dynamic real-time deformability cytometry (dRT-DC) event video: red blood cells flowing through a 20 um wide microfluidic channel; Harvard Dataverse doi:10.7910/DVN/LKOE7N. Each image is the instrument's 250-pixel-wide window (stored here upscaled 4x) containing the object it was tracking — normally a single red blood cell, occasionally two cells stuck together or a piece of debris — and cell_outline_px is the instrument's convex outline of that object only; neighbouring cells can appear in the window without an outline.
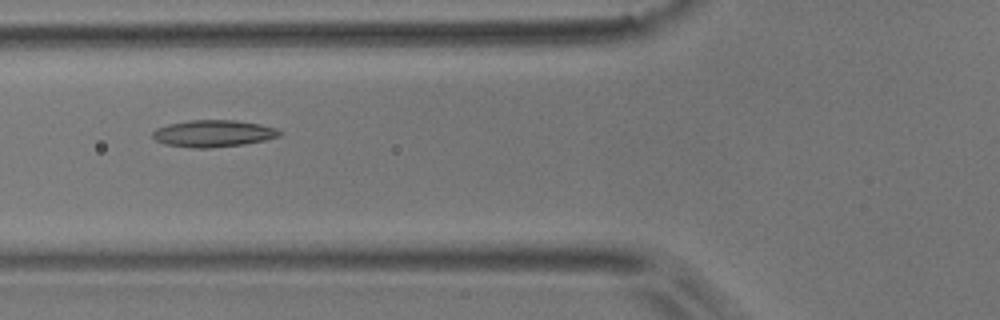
{"species": "common noctule bat (a hibernating species)", "species_latin": "Nyctalus noctula", "temperature_condition": "room temperature", "stored_images_in_passage": 8, "camera_frame_rate_fps": 3000, "um_per_image_px": 0.085, "animal": {"sex": "male", "body_mass_g": 17.9}, "frame": {"image": 1, "passage_image": 6, "time_ms": 1.667, "image_size_px": [1000, 320], "cell_outline_px": [[280, 136], [264, 140], [244, 144], [208, 148], [192, 148], [164, 144], [156, 140], [152, 136], [152, 132], [156, 128], [168, 124], [192, 120], [236, 120], [260, 124], [276, 128], [280, 132]], "centroid_in_image_um": [18.1, 11.34], "position_along_channel_um": 107.7, "area_um2": 19.83}}
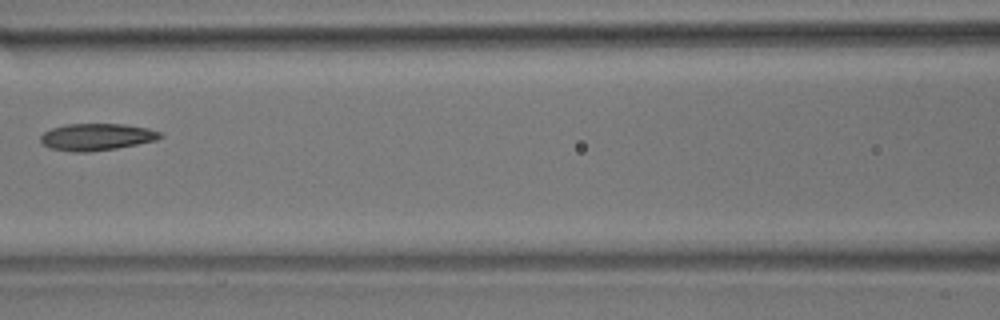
{"frame": {"image": 2, "passage_image": 7, "time_ms": 2.0, "image_size_px": [1000, 320], "cell_outline_px": [[164, 136], [156, 140], [116, 148], [88, 152], [72, 152], [48, 148], [40, 144], [40, 136], [44, 132], [52, 128], [64, 124], [124, 124], [148, 128], [160, 132]], "centroid_in_image_um": [8.16, 11.64], "position_along_channel_um": 158.4, "area_um2": 18.9}}
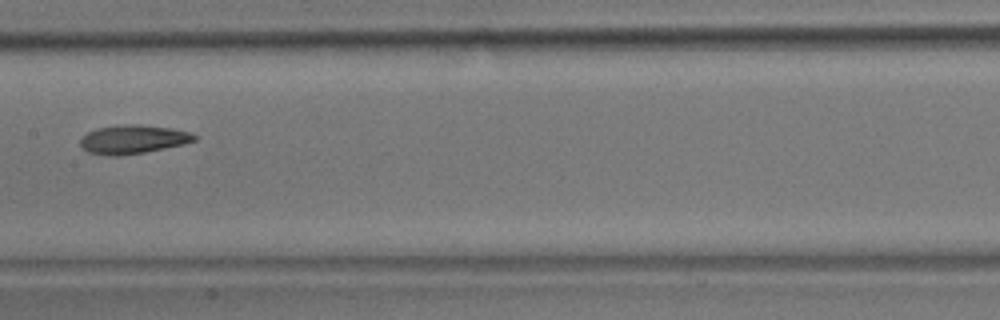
{"frame": {"image": 3, "passage_image": 8, "time_ms": 2.333, "image_size_px": [1000, 320], "cell_outline_px": [[196, 140], [184, 144], [144, 152], [120, 156], [104, 156], [88, 152], [80, 144], [80, 140], [88, 132], [96, 128], [132, 124], [140, 124], [172, 128], [188, 132], [196, 136]], "centroid_in_image_um": [11.29, 11.85], "position_along_channel_um": 196.1, "area_um2": 18.96}}